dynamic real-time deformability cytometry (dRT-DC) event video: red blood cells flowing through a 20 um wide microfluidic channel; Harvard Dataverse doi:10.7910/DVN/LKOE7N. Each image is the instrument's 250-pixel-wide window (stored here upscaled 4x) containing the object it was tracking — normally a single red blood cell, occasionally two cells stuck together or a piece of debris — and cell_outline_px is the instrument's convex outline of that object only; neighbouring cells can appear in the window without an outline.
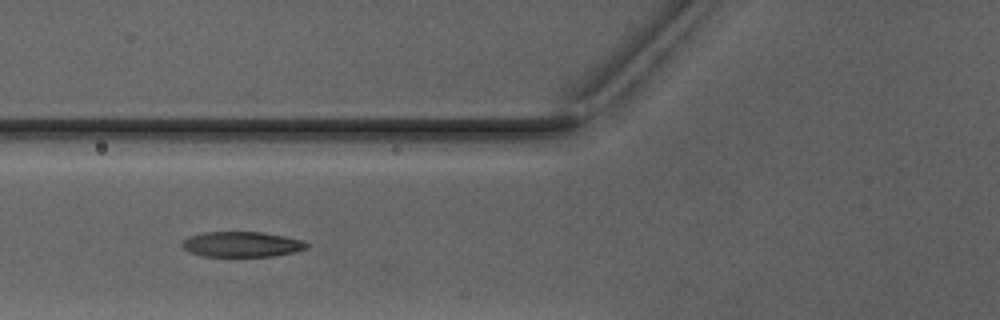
{"species": "Egyptian fruit bat (a non-hibernating species)", "species_latin": "Rousettus aegyptiacus", "temperature_condition": "warm", "stored_images_in_passage": 7, "camera_frame_rate_fps": 3000, "um_per_image_px": 0.085, "animal": {"sex": "male"}, "frame": {"image": 1, "passage_image": 6, "time_ms": 6.0, "image_size_px": [1000, 320], "cell_outline_px": [[308, 248], [296, 252], [272, 256], [204, 256], [188, 252], [180, 244], [188, 236], [204, 232], [260, 232], [284, 236], [304, 240], [308, 244]], "centroid_in_image_um": [20.56, 20.76], "position_along_channel_um": 105.2, "area_um2": 18.44}}
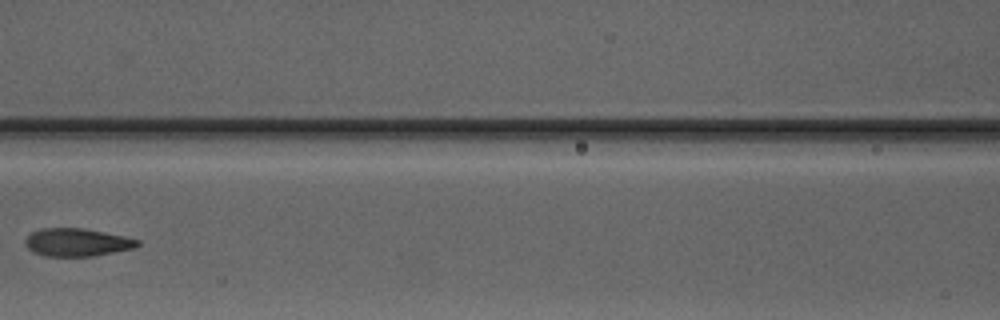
{"frame": {"image": 2, "passage_image": 7, "time_ms": 7.333, "image_size_px": [1000, 320], "cell_outline_px": [[140, 244], [132, 248], [92, 256], [44, 256], [32, 252], [24, 244], [24, 240], [32, 232], [40, 228], [84, 228], [124, 236], [140, 240]], "centroid_in_image_um": [6.5, 20.59], "position_along_channel_um": 160.1, "area_um2": 18.21}}